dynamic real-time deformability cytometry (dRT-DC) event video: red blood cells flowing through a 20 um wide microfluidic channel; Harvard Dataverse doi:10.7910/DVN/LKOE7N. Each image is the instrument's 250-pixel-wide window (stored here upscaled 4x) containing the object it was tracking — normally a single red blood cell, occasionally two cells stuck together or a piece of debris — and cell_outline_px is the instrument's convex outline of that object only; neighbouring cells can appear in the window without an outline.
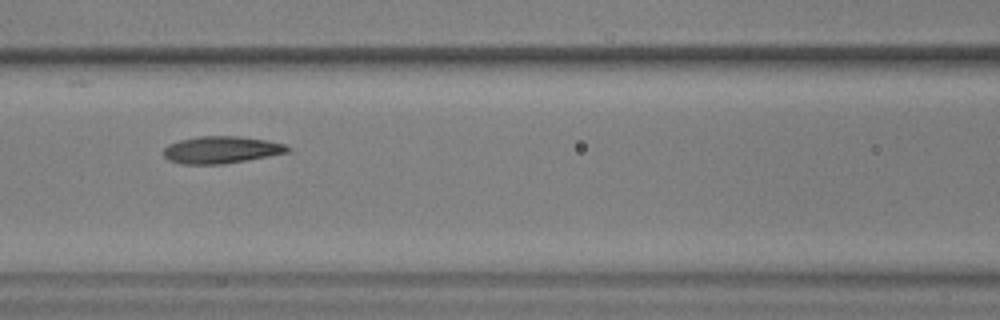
{"species": "common noctule bat (a hibernating species)", "species_latin": "Nyctalus noctula", "temperature_condition": "warm", "stored_images_in_passage": 38, "camera_frame_rate_fps": 3000, "um_per_image_px": 0.085, "animal": {"sex": "male", "body_mass_g": 17.9, "forearm_length_mm": 54.2}, "frame": {"image": 1, "passage_image": 7, "time_ms": 2.0, "image_size_px": [1000, 320], "cell_outline_px": [[288, 152], [248, 160], [224, 164], [180, 164], [168, 160], [164, 156], [164, 148], [168, 144], [180, 140], [196, 136], [240, 136], [268, 140], [284, 144], [288, 148]], "centroid_in_image_um": [18.77, 12.73], "position_along_channel_um": 147.8, "area_um2": 19.65}}
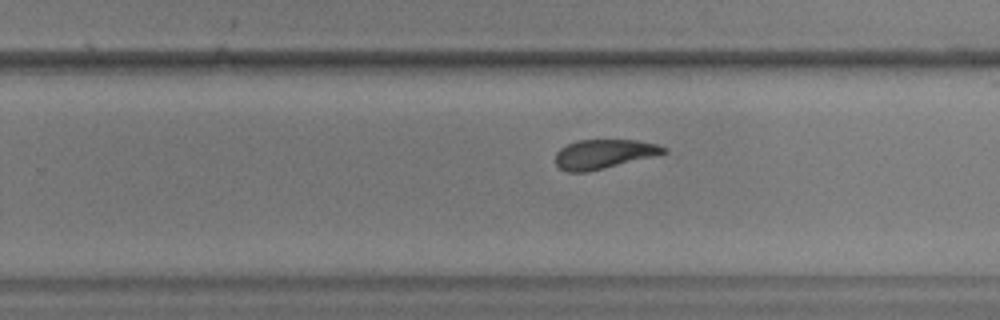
{"frame": {"image": 2, "passage_image": 18, "time_ms": 5.667, "image_size_px": [1000, 320], "cell_outline_px": [[668, 152], [604, 168], [584, 172], [568, 172], [560, 168], [556, 164], [556, 152], [560, 148], [568, 144], [580, 140], [636, 140], [656, 144], [668, 148]], "centroid_in_image_um": [51.31, 13.08], "position_along_channel_um": 278.5, "area_um2": 18.15}}
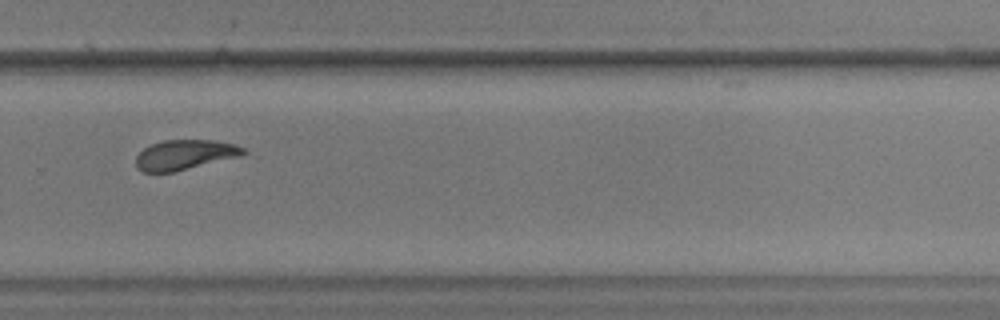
{"frame": {"image": 3, "passage_image": 21, "time_ms": 6.667, "image_size_px": [1000, 320], "cell_outline_px": [[248, 152], [240, 156], [172, 172], [144, 172], [136, 168], [136, 156], [144, 148], [152, 144], [164, 140], [212, 140], [236, 144], [244, 148]], "centroid_in_image_um": [15.71, 13.15], "position_along_channel_um": 314.1, "area_um2": 18.61}}